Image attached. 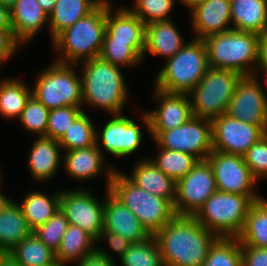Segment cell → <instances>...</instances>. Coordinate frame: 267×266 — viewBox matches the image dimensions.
Returning <instances> with one entry per match:
<instances>
[{"instance_id": "cell-1", "label": "cell", "mask_w": 267, "mask_h": 266, "mask_svg": "<svg viewBox=\"0 0 267 266\" xmlns=\"http://www.w3.org/2000/svg\"><path fill=\"white\" fill-rule=\"evenodd\" d=\"M165 266H202L218 236L193 216L176 215L153 235Z\"/></svg>"}, {"instance_id": "cell-2", "label": "cell", "mask_w": 267, "mask_h": 266, "mask_svg": "<svg viewBox=\"0 0 267 266\" xmlns=\"http://www.w3.org/2000/svg\"><path fill=\"white\" fill-rule=\"evenodd\" d=\"M83 105L104 109L110 115L123 114L128 98V88L122 67L96 57L81 62Z\"/></svg>"}, {"instance_id": "cell-3", "label": "cell", "mask_w": 267, "mask_h": 266, "mask_svg": "<svg viewBox=\"0 0 267 266\" xmlns=\"http://www.w3.org/2000/svg\"><path fill=\"white\" fill-rule=\"evenodd\" d=\"M106 14L107 0H104L90 14L60 32L52 40L53 49L61 53L55 61L80 65L99 57L106 31Z\"/></svg>"}, {"instance_id": "cell-4", "label": "cell", "mask_w": 267, "mask_h": 266, "mask_svg": "<svg viewBox=\"0 0 267 266\" xmlns=\"http://www.w3.org/2000/svg\"><path fill=\"white\" fill-rule=\"evenodd\" d=\"M203 40L209 67L232 70L241 76H253L258 63V34L232 29Z\"/></svg>"}, {"instance_id": "cell-5", "label": "cell", "mask_w": 267, "mask_h": 266, "mask_svg": "<svg viewBox=\"0 0 267 266\" xmlns=\"http://www.w3.org/2000/svg\"><path fill=\"white\" fill-rule=\"evenodd\" d=\"M209 62L204 40L194 38L159 70L154 87L168 93H189L208 71Z\"/></svg>"}, {"instance_id": "cell-6", "label": "cell", "mask_w": 267, "mask_h": 266, "mask_svg": "<svg viewBox=\"0 0 267 266\" xmlns=\"http://www.w3.org/2000/svg\"><path fill=\"white\" fill-rule=\"evenodd\" d=\"M109 190L136 215L150 235L157 233L176 216L169 200L140 188L118 169L113 172Z\"/></svg>"}, {"instance_id": "cell-7", "label": "cell", "mask_w": 267, "mask_h": 266, "mask_svg": "<svg viewBox=\"0 0 267 266\" xmlns=\"http://www.w3.org/2000/svg\"><path fill=\"white\" fill-rule=\"evenodd\" d=\"M77 64L54 61L38 73L32 96L49 110L62 107H82V81L75 72Z\"/></svg>"}, {"instance_id": "cell-8", "label": "cell", "mask_w": 267, "mask_h": 266, "mask_svg": "<svg viewBox=\"0 0 267 266\" xmlns=\"http://www.w3.org/2000/svg\"><path fill=\"white\" fill-rule=\"evenodd\" d=\"M245 195L216 191L193 217L218 237H237L243 229L250 206Z\"/></svg>"}, {"instance_id": "cell-9", "label": "cell", "mask_w": 267, "mask_h": 266, "mask_svg": "<svg viewBox=\"0 0 267 266\" xmlns=\"http://www.w3.org/2000/svg\"><path fill=\"white\" fill-rule=\"evenodd\" d=\"M241 77L232 70L209 67L198 85L188 93L192 98L193 116L212 121L226 113Z\"/></svg>"}, {"instance_id": "cell-10", "label": "cell", "mask_w": 267, "mask_h": 266, "mask_svg": "<svg viewBox=\"0 0 267 266\" xmlns=\"http://www.w3.org/2000/svg\"><path fill=\"white\" fill-rule=\"evenodd\" d=\"M157 147L189 153L205 160L213 151L212 122L192 116L183 125L162 131L155 139Z\"/></svg>"}, {"instance_id": "cell-11", "label": "cell", "mask_w": 267, "mask_h": 266, "mask_svg": "<svg viewBox=\"0 0 267 266\" xmlns=\"http://www.w3.org/2000/svg\"><path fill=\"white\" fill-rule=\"evenodd\" d=\"M207 160L213 169L218 191L245 195L253 202L263 198L255 190L258 180L252 175L243 156L213 150Z\"/></svg>"}, {"instance_id": "cell-12", "label": "cell", "mask_w": 267, "mask_h": 266, "mask_svg": "<svg viewBox=\"0 0 267 266\" xmlns=\"http://www.w3.org/2000/svg\"><path fill=\"white\" fill-rule=\"evenodd\" d=\"M124 115H112L113 117L106 122L101 132L96 129L95 143L101 152L104 151L102 150L103 147L106 152L113 156H129L137 151L141 144L143 138L142 126H145L150 133V121L145 111L141 113L142 116L140 117L143 125H138L130 117Z\"/></svg>"}, {"instance_id": "cell-13", "label": "cell", "mask_w": 267, "mask_h": 266, "mask_svg": "<svg viewBox=\"0 0 267 266\" xmlns=\"http://www.w3.org/2000/svg\"><path fill=\"white\" fill-rule=\"evenodd\" d=\"M217 191L214 172L207 159L199 160L192 170L176 182L173 203L176 215L193 216Z\"/></svg>"}, {"instance_id": "cell-14", "label": "cell", "mask_w": 267, "mask_h": 266, "mask_svg": "<svg viewBox=\"0 0 267 266\" xmlns=\"http://www.w3.org/2000/svg\"><path fill=\"white\" fill-rule=\"evenodd\" d=\"M104 202H101L88 189H61L60 210L69 224L77 225L96 241L103 231Z\"/></svg>"}, {"instance_id": "cell-15", "label": "cell", "mask_w": 267, "mask_h": 266, "mask_svg": "<svg viewBox=\"0 0 267 266\" xmlns=\"http://www.w3.org/2000/svg\"><path fill=\"white\" fill-rule=\"evenodd\" d=\"M259 77L242 76L226 109L239 121L259 125L267 133V94Z\"/></svg>"}, {"instance_id": "cell-16", "label": "cell", "mask_w": 267, "mask_h": 266, "mask_svg": "<svg viewBox=\"0 0 267 266\" xmlns=\"http://www.w3.org/2000/svg\"><path fill=\"white\" fill-rule=\"evenodd\" d=\"M214 151L243 156L266 132L259 126L223 114L212 121Z\"/></svg>"}, {"instance_id": "cell-17", "label": "cell", "mask_w": 267, "mask_h": 266, "mask_svg": "<svg viewBox=\"0 0 267 266\" xmlns=\"http://www.w3.org/2000/svg\"><path fill=\"white\" fill-rule=\"evenodd\" d=\"M153 97L159 102L157 108L145 111L153 140L162 131L181 126L193 116L188 93H168L154 88Z\"/></svg>"}, {"instance_id": "cell-18", "label": "cell", "mask_w": 267, "mask_h": 266, "mask_svg": "<svg viewBox=\"0 0 267 266\" xmlns=\"http://www.w3.org/2000/svg\"><path fill=\"white\" fill-rule=\"evenodd\" d=\"M104 202L103 231L116 233L130 242H140L150 234L142 226L136 215L106 188Z\"/></svg>"}, {"instance_id": "cell-19", "label": "cell", "mask_w": 267, "mask_h": 266, "mask_svg": "<svg viewBox=\"0 0 267 266\" xmlns=\"http://www.w3.org/2000/svg\"><path fill=\"white\" fill-rule=\"evenodd\" d=\"M64 153L65 155L62 154L63 166L68 176L72 179L86 181L94 179L105 171L106 187L109 188L115 168H112V166L104 167V154L96 144L86 148L65 151ZM105 168L107 169L105 170Z\"/></svg>"}, {"instance_id": "cell-20", "label": "cell", "mask_w": 267, "mask_h": 266, "mask_svg": "<svg viewBox=\"0 0 267 266\" xmlns=\"http://www.w3.org/2000/svg\"><path fill=\"white\" fill-rule=\"evenodd\" d=\"M190 14L194 38L203 40L233 29L230 0H208L196 6Z\"/></svg>"}, {"instance_id": "cell-21", "label": "cell", "mask_w": 267, "mask_h": 266, "mask_svg": "<svg viewBox=\"0 0 267 266\" xmlns=\"http://www.w3.org/2000/svg\"><path fill=\"white\" fill-rule=\"evenodd\" d=\"M10 21L16 40L24 44L35 38L49 18L37 0H17L10 8Z\"/></svg>"}, {"instance_id": "cell-22", "label": "cell", "mask_w": 267, "mask_h": 266, "mask_svg": "<svg viewBox=\"0 0 267 266\" xmlns=\"http://www.w3.org/2000/svg\"><path fill=\"white\" fill-rule=\"evenodd\" d=\"M61 145L57 140L45 136H37L28 156V168L31 176L38 182H46L58 172L63 157Z\"/></svg>"}, {"instance_id": "cell-23", "label": "cell", "mask_w": 267, "mask_h": 266, "mask_svg": "<svg viewBox=\"0 0 267 266\" xmlns=\"http://www.w3.org/2000/svg\"><path fill=\"white\" fill-rule=\"evenodd\" d=\"M131 171L127 177L137 186L174 203L176 181L159 170L149 157L137 161Z\"/></svg>"}, {"instance_id": "cell-24", "label": "cell", "mask_w": 267, "mask_h": 266, "mask_svg": "<svg viewBox=\"0 0 267 266\" xmlns=\"http://www.w3.org/2000/svg\"><path fill=\"white\" fill-rule=\"evenodd\" d=\"M186 42L172 20L153 22L146 25L145 53L148 51L153 56H174Z\"/></svg>"}, {"instance_id": "cell-25", "label": "cell", "mask_w": 267, "mask_h": 266, "mask_svg": "<svg viewBox=\"0 0 267 266\" xmlns=\"http://www.w3.org/2000/svg\"><path fill=\"white\" fill-rule=\"evenodd\" d=\"M111 7L107 0L106 31L113 41L145 42L146 25L128 7H120L116 12Z\"/></svg>"}, {"instance_id": "cell-26", "label": "cell", "mask_w": 267, "mask_h": 266, "mask_svg": "<svg viewBox=\"0 0 267 266\" xmlns=\"http://www.w3.org/2000/svg\"><path fill=\"white\" fill-rule=\"evenodd\" d=\"M234 30L260 35L267 29V0H230Z\"/></svg>"}, {"instance_id": "cell-27", "label": "cell", "mask_w": 267, "mask_h": 266, "mask_svg": "<svg viewBox=\"0 0 267 266\" xmlns=\"http://www.w3.org/2000/svg\"><path fill=\"white\" fill-rule=\"evenodd\" d=\"M16 203L11 199L0 213V254H8L33 232Z\"/></svg>"}, {"instance_id": "cell-28", "label": "cell", "mask_w": 267, "mask_h": 266, "mask_svg": "<svg viewBox=\"0 0 267 266\" xmlns=\"http://www.w3.org/2000/svg\"><path fill=\"white\" fill-rule=\"evenodd\" d=\"M104 0H57L48 15L51 40L64 29L94 11Z\"/></svg>"}, {"instance_id": "cell-29", "label": "cell", "mask_w": 267, "mask_h": 266, "mask_svg": "<svg viewBox=\"0 0 267 266\" xmlns=\"http://www.w3.org/2000/svg\"><path fill=\"white\" fill-rule=\"evenodd\" d=\"M60 194L61 190L55 191L52 196L42 191H31L18 203L32 231L45 224L60 209Z\"/></svg>"}, {"instance_id": "cell-30", "label": "cell", "mask_w": 267, "mask_h": 266, "mask_svg": "<svg viewBox=\"0 0 267 266\" xmlns=\"http://www.w3.org/2000/svg\"><path fill=\"white\" fill-rule=\"evenodd\" d=\"M96 240L77 225L69 224L55 253L58 263H77L96 251Z\"/></svg>"}, {"instance_id": "cell-31", "label": "cell", "mask_w": 267, "mask_h": 266, "mask_svg": "<svg viewBox=\"0 0 267 266\" xmlns=\"http://www.w3.org/2000/svg\"><path fill=\"white\" fill-rule=\"evenodd\" d=\"M145 50V42L113 41V37L105 31L99 57L118 67L140 65Z\"/></svg>"}, {"instance_id": "cell-32", "label": "cell", "mask_w": 267, "mask_h": 266, "mask_svg": "<svg viewBox=\"0 0 267 266\" xmlns=\"http://www.w3.org/2000/svg\"><path fill=\"white\" fill-rule=\"evenodd\" d=\"M237 239L241 246L267 248V199L254 202Z\"/></svg>"}, {"instance_id": "cell-33", "label": "cell", "mask_w": 267, "mask_h": 266, "mask_svg": "<svg viewBox=\"0 0 267 266\" xmlns=\"http://www.w3.org/2000/svg\"><path fill=\"white\" fill-rule=\"evenodd\" d=\"M32 95V88L18 79L0 81V116L6 119H17Z\"/></svg>"}, {"instance_id": "cell-34", "label": "cell", "mask_w": 267, "mask_h": 266, "mask_svg": "<svg viewBox=\"0 0 267 266\" xmlns=\"http://www.w3.org/2000/svg\"><path fill=\"white\" fill-rule=\"evenodd\" d=\"M8 254L21 266H52L57 262L55 252L33 232Z\"/></svg>"}, {"instance_id": "cell-35", "label": "cell", "mask_w": 267, "mask_h": 266, "mask_svg": "<svg viewBox=\"0 0 267 266\" xmlns=\"http://www.w3.org/2000/svg\"><path fill=\"white\" fill-rule=\"evenodd\" d=\"M158 155L150 159L154 165L165 175L171 177L176 182L189 173L194 165L199 161L189 153L157 148Z\"/></svg>"}, {"instance_id": "cell-36", "label": "cell", "mask_w": 267, "mask_h": 266, "mask_svg": "<svg viewBox=\"0 0 267 266\" xmlns=\"http://www.w3.org/2000/svg\"><path fill=\"white\" fill-rule=\"evenodd\" d=\"M86 112H82L58 141L63 151L95 145L96 128Z\"/></svg>"}, {"instance_id": "cell-37", "label": "cell", "mask_w": 267, "mask_h": 266, "mask_svg": "<svg viewBox=\"0 0 267 266\" xmlns=\"http://www.w3.org/2000/svg\"><path fill=\"white\" fill-rule=\"evenodd\" d=\"M202 266H242L241 242L237 237H218Z\"/></svg>"}, {"instance_id": "cell-38", "label": "cell", "mask_w": 267, "mask_h": 266, "mask_svg": "<svg viewBox=\"0 0 267 266\" xmlns=\"http://www.w3.org/2000/svg\"><path fill=\"white\" fill-rule=\"evenodd\" d=\"M122 266H165L157 241L150 235L147 239L131 243L120 259Z\"/></svg>"}, {"instance_id": "cell-39", "label": "cell", "mask_w": 267, "mask_h": 266, "mask_svg": "<svg viewBox=\"0 0 267 266\" xmlns=\"http://www.w3.org/2000/svg\"><path fill=\"white\" fill-rule=\"evenodd\" d=\"M49 112L50 110L44 104L31 95L18 121L23 125L24 130L36 134L38 137H46Z\"/></svg>"}, {"instance_id": "cell-40", "label": "cell", "mask_w": 267, "mask_h": 266, "mask_svg": "<svg viewBox=\"0 0 267 266\" xmlns=\"http://www.w3.org/2000/svg\"><path fill=\"white\" fill-rule=\"evenodd\" d=\"M176 0H134L131 8H128L145 25L171 20L168 14L174 9Z\"/></svg>"}, {"instance_id": "cell-41", "label": "cell", "mask_w": 267, "mask_h": 266, "mask_svg": "<svg viewBox=\"0 0 267 266\" xmlns=\"http://www.w3.org/2000/svg\"><path fill=\"white\" fill-rule=\"evenodd\" d=\"M68 226V219L64 213L58 209L45 224L33 230V233L49 249L56 253Z\"/></svg>"}, {"instance_id": "cell-42", "label": "cell", "mask_w": 267, "mask_h": 266, "mask_svg": "<svg viewBox=\"0 0 267 266\" xmlns=\"http://www.w3.org/2000/svg\"><path fill=\"white\" fill-rule=\"evenodd\" d=\"M82 112L81 107H62L50 110L46 137L59 141Z\"/></svg>"}, {"instance_id": "cell-43", "label": "cell", "mask_w": 267, "mask_h": 266, "mask_svg": "<svg viewBox=\"0 0 267 266\" xmlns=\"http://www.w3.org/2000/svg\"><path fill=\"white\" fill-rule=\"evenodd\" d=\"M243 159L257 180L267 178V133L248 149Z\"/></svg>"}, {"instance_id": "cell-44", "label": "cell", "mask_w": 267, "mask_h": 266, "mask_svg": "<svg viewBox=\"0 0 267 266\" xmlns=\"http://www.w3.org/2000/svg\"><path fill=\"white\" fill-rule=\"evenodd\" d=\"M21 44L16 40L12 29H0V66L10 60Z\"/></svg>"}, {"instance_id": "cell-45", "label": "cell", "mask_w": 267, "mask_h": 266, "mask_svg": "<svg viewBox=\"0 0 267 266\" xmlns=\"http://www.w3.org/2000/svg\"><path fill=\"white\" fill-rule=\"evenodd\" d=\"M242 266H267V248L241 246Z\"/></svg>"}, {"instance_id": "cell-46", "label": "cell", "mask_w": 267, "mask_h": 266, "mask_svg": "<svg viewBox=\"0 0 267 266\" xmlns=\"http://www.w3.org/2000/svg\"><path fill=\"white\" fill-rule=\"evenodd\" d=\"M111 253L98 245L96 251L85 256L81 261L77 262L78 266H116Z\"/></svg>"}, {"instance_id": "cell-47", "label": "cell", "mask_w": 267, "mask_h": 266, "mask_svg": "<svg viewBox=\"0 0 267 266\" xmlns=\"http://www.w3.org/2000/svg\"><path fill=\"white\" fill-rule=\"evenodd\" d=\"M101 240H107V245H109L110 249L117 253L119 257L118 259H121L124 256V253L132 243L128 239H125L122 236L116 233H111L109 231H102L96 243H99L98 241Z\"/></svg>"}, {"instance_id": "cell-48", "label": "cell", "mask_w": 267, "mask_h": 266, "mask_svg": "<svg viewBox=\"0 0 267 266\" xmlns=\"http://www.w3.org/2000/svg\"><path fill=\"white\" fill-rule=\"evenodd\" d=\"M256 69L267 70V29L259 35L258 63Z\"/></svg>"}, {"instance_id": "cell-49", "label": "cell", "mask_w": 267, "mask_h": 266, "mask_svg": "<svg viewBox=\"0 0 267 266\" xmlns=\"http://www.w3.org/2000/svg\"><path fill=\"white\" fill-rule=\"evenodd\" d=\"M0 29H12L10 9L0 4Z\"/></svg>"}, {"instance_id": "cell-50", "label": "cell", "mask_w": 267, "mask_h": 266, "mask_svg": "<svg viewBox=\"0 0 267 266\" xmlns=\"http://www.w3.org/2000/svg\"><path fill=\"white\" fill-rule=\"evenodd\" d=\"M0 266H21L10 254H0Z\"/></svg>"}, {"instance_id": "cell-51", "label": "cell", "mask_w": 267, "mask_h": 266, "mask_svg": "<svg viewBox=\"0 0 267 266\" xmlns=\"http://www.w3.org/2000/svg\"><path fill=\"white\" fill-rule=\"evenodd\" d=\"M57 0H37V2L40 4L42 9L49 15L55 6V2Z\"/></svg>"}, {"instance_id": "cell-52", "label": "cell", "mask_w": 267, "mask_h": 266, "mask_svg": "<svg viewBox=\"0 0 267 266\" xmlns=\"http://www.w3.org/2000/svg\"><path fill=\"white\" fill-rule=\"evenodd\" d=\"M180 3H182L183 5L187 6L190 11L193 10L196 6H198L199 4H202L208 0H177Z\"/></svg>"}, {"instance_id": "cell-53", "label": "cell", "mask_w": 267, "mask_h": 266, "mask_svg": "<svg viewBox=\"0 0 267 266\" xmlns=\"http://www.w3.org/2000/svg\"><path fill=\"white\" fill-rule=\"evenodd\" d=\"M1 180L0 179V213L2 212L3 208L7 205V203L11 200L9 199V197L7 198L6 195H4L2 192H1Z\"/></svg>"}, {"instance_id": "cell-54", "label": "cell", "mask_w": 267, "mask_h": 266, "mask_svg": "<svg viewBox=\"0 0 267 266\" xmlns=\"http://www.w3.org/2000/svg\"><path fill=\"white\" fill-rule=\"evenodd\" d=\"M261 73H263L264 76V80H265V84L267 85V70L266 69H256L253 76L254 77H258Z\"/></svg>"}, {"instance_id": "cell-55", "label": "cell", "mask_w": 267, "mask_h": 266, "mask_svg": "<svg viewBox=\"0 0 267 266\" xmlns=\"http://www.w3.org/2000/svg\"><path fill=\"white\" fill-rule=\"evenodd\" d=\"M17 2V0H0V4L9 9Z\"/></svg>"}, {"instance_id": "cell-56", "label": "cell", "mask_w": 267, "mask_h": 266, "mask_svg": "<svg viewBox=\"0 0 267 266\" xmlns=\"http://www.w3.org/2000/svg\"><path fill=\"white\" fill-rule=\"evenodd\" d=\"M52 266H66V264H62V263H58V262H56V263L53 264Z\"/></svg>"}]
</instances>
